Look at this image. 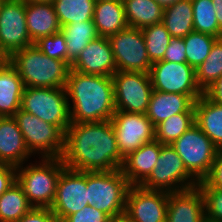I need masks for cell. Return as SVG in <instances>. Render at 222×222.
I'll return each instance as SVG.
<instances>
[{
    "label": "cell",
    "mask_w": 222,
    "mask_h": 222,
    "mask_svg": "<svg viewBox=\"0 0 222 222\" xmlns=\"http://www.w3.org/2000/svg\"><path fill=\"white\" fill-rule=\"evenodd\" d=\"M129 27L142 29L161 23L164 8L155 0H122Z\"/></svg>",
    "instance_id": "cell-26"
},
{
    "label": "cell",
    "mask_w": 222,
    "mask_h": 222,
    "mask_svg": "<svg viewBox=\"0 0 222 222\" xmlns=\"http://www.w3.org/2000/svg\"><path fill=\"white\" fill-rule=\"evenodd\" d=\"M168 193L131 186L124 216L131 222H166Z\"/></svg>",
    "instance_id": "cell-16"
},
{
    "label": "cell",
    "mask_w": 222,
    "mask_h": 222,
    "mask_svg": "<svg viewBox=\"0 0 222 222\" xmlns=\"http://www.w3.org/2000/svg\"><path fill=\"white\" fill-rule=\"evenodd\" d=\"M25 3H50L53 2V0H22Z\"/></svg>",
    "instance_id": "cell-46"
},
{
    "label": "cell",
    "mask_w": 222,
    "mask_h": 222,
    "mask_svg": "<svg viewBox=\"0 0 222 222\" xmlns=\"http://www.w3.org/2000/svg\"><path fill=\"white\" fill-rule=\"evenodd\" d=\"M21 110L57 126L64 134L71 124L65 88L25 87L21 100Z\"/></svg>",
    "instance_id": "cell-6"
},
{
    "label": "cell",
    "mask_w": 222,
    "mask_h": 222,
    "mask_svg": "<svg viewBox=\"0 0 222 222\" xmlns=\"http://www.w3.org/2000/svg\"><path fill=\"white\" fill-rule=\"evenodd\" d=\"M186 47L183 38L172 37L164 53L163 61L186 63Z\"/></svg>",
    "instance_id": "cell-40"
},
{
    "label": "cell",
    "mask_w": 222,
    "mask_h": 222,
    "mask_svg": "<svg viewBox=\"0 0 222 222\" xmlns=\"http://www.w3.org/2000/svg\"><path fill=\"white\" fill-rule=\"evenodd\" d=\"M205 202V217L222 222V188L200 187Z\"/></svg>",
    "instance_id": "cell-37"
},
{
    "label": "cell",
    "mask_w": 222,
    "mask_h": 222,
    "mask_svg": "<svg viewBox=\"0 0 222 222\" xmlns=\"http://www.w3.org/2000/svg\"><path fill=\"white\" fill-rule=\"evenodd\" d=\"M112 219L94 206L86 205L78 212L69 215L63 222H111Z\"/></svg>",
    "instance_id": "cell-38"
},
{
    "label": "cell",
    "mask_w": 222,
    "mask_h": 222,
    "mask_svg": "<svg viewBox=\"0 0 222 222\" xmlns=\"http://www.w3.org/2000/svg\"><path fill=\"white\" fill-rule=\"evenodd\" d=\"M38 159V162L36 160L16 167V181L33 207L50 208L55 199L58 179L66 167L61 157Z\"/></svg>",
    "instance_id": "cell-4"
},
{
    "label": "cell",
    "mask_w": 222,
    "mask_h": 222,
    "mask_svg": "<svg viewBox=\"0 0 222 222\" xmlns=\"http://www.w3.org/2000/svg\"><path fill=\"white\" fill-rule=\"evenodd\" d=\"M67 45V64L78 58L86 46L98 37L94 21L74 22L61 27Z\"/></svg>",
    "instance_id": "cell-28"
},
{
    "label": "cell",
    "mask_w": 222,
    "mask_h": 222,
    "mask_svg": "<svg viewBox=\"0 0 222 222\" xmlns=\"http://www.w3.org/2000/svg\"><path fill=\"white\" fill-rule=\"evenodd\" d=\"M110 121L123 159L155 139V126L146 114L116 111Z\"/></svg>",
    "instance_id": "cell-13"
},
{
    "label": "cell",
    "mask_w": 222,
    "mask_h": 222,
    "mask_svg": "<svg viewBox=\"0 0 222 222\" xmlns=\"http://www.w3.org/2000/svg\"><path fill=\"white\" fill-rule=\"evenodd\" d=\"M111 77L116 111L146 114L153 91L150 74L117 71Z\"/></svg>",
    "instance_id": "cell-10"
},
{
    "label": "cell",
    "mask_w": 222,
    "mask_h": 222,
    "mask_svg": "<svg viewBox=\"0 0 222 222\" xmlns=\"http://www.w3.org/2000/svg\"><path fill=\"white\" fill-rule=\"evenodd\" d=\"M195 124L217 147H222V105L210 100L204 93L195 101Z\"/></svg>",
    "instance_id": "cell-25"
},
{
    "label": "cell",
    "mask_w": 222,
    "mask_h": 222,
    "mask_svg": "<svg viewBox=\"0 0 222 222\" xmlns=\"http://www.w3.org/2000/svg\"><path fill=\"white\" fill-rule=\"evenodd\" d=\"M194 124L195 113L172 115L155 127V139L163 145L172 144Z\"/></svg>",
    "instance_id": "cell-31"
},
{
    "label": "cell",
    "mask_w": 222,
    "mask_h": 222,
    "mask_svg": "<svg viewBox=\"0 0 222 222\" xmlns=\"http://www.w3.org/2000/svg\"><path fill=\"white\" fill-rule=\"evenodd\" d=\"M201 222H218V221H214L205 217Z\"/></svg>",
    "instance_id": "cell-49"
},
{
    "label": "cell",
    "mask_w": 222,
    "mask_h": 222,
    "mask_svg": "<svg viewBox=\"0 0 222 222\" xmlns=\"http://www.w3.org/2000/svg\"><path fill=\"white\" fill-rule=\"evenodd\" d=\"M193 7L191 0H179L164 8L162 23L171 37L184 38L193 29Z\"/></svg>",
    "instance_id": "cell-27"
},
{
    "label": "cell",
    "mask_w": 222,
    "mask_h": 222,
    "mask_svg": "<svg viewBox=\"0 0 222 222\" xmlns=\"http://www.w3.org/2000/svg\"><path fill=\"white\" fill-rule=\"evenodd\" d=\"M25 87L65 88L70 66L45 55L34 44L13 52L8 58Z\"/></svg>",
    "instance_id": "cell-3"
},
{
    "label": "cell",
    "mask_w": 222,
    "mask_h": 222,
    "mask_svg": "<svg viewBox=\"0 0 222 222\" xmlns=\"http://www.w3.org/2000/svg\"><path fill=\"white\" fill-rule=\"evenodd\" d=\"M24 89L23 80L9 60L0 62V117L15 116L21 109Z\"/></svg>",
    "instance_id": "cell-22"
},
{
    "label": "cell",
    "mask_w": 222,
    "mask_h": 222,
    "mask_svg": "<svg viewBox=\"0 0 222 222\" xmlns=\"http://www.w3.org/2000/svg\"><path fill=\"white\" fill-rule=\"evenodd\" d=\"M193 7V29L196 32L213 35L222 38V30L219 28L216 11L212 0H191Z\"/></svg>",
    "instance_id": "cell-34"
},
{
    "label": "cell",
    "mask_w": 222,
    "mask_h": 222,
    "mask_svg": "<svg viewBox=\"0 0 222 222\" xmlns=\"http://www.w3.org/2000/svg\"><path fill=\"white\" fill-rule=\"evenodd\" d=\"M204 94L213 102L222 105V76L207 88Z\"/></svg>",
    "instance_id": "cell-43"
},
{
    "label": "cell",
    "mask_w": 222,
    "mask_h": 222,
    "mask_svg": "<svg viewBox=\"0 0 222 222\" xmlns=\"http://www.w3.org/2000/svg\"><path fill=\"white\" fill-rule=\"evenodd\" d=\"M61 159L66 168L85 172L114 171L124 162L110 120L71 123Z\"/></svg>",
    "instance_id": "cell-1"
},
{
    "label": "cell",
    "mask_w": 222,
    "mask_h": 222,
    "mask_svg": "<svg viewBox=\"0 0 222 222\" xmlns=\"http://www.w3.org/2000/svg\"><path fill=\"white\" fill-rule=\"evenodd\" d=\"M161 148L162 144L154 139L124 158L121 171L131 186H140L149 177Z\"/></svg>",
    "instance_id": "cell-21"
},
{
    "label": "cell",
    "mask_w": 222,
    "mask_h": 222,
    "mask_svg": "<svg viewBox=\"0 0 222 222\" xmlns=\"http://www.w3.org/2000/svg\"><path fill=\"white\" fill-rule=\"evenodd\" d=\"M198 186L222 188V147L217 148L211 171L203 181L199 182Z\"/></svg>",
    "instance_id": "cell-39"
},
{
    "label": "cell",
    "mask_w": 222,
    "mask_h": 222,
    "mask_svg": "<svg viewBox=\"0 0 222 222\" xmlns=\"http://www.w3.org/2000/svg\"><path fill=\"white\" fill-rule=\"evenodd\" d=\"M17 222H60L50 208L33 207Z\"/></svg>",
    "instance_id": "cell-41"
},
{
    "label": "cell",
    "mask_w": 222,
    "mask_h": 222,
    "mask_svg": "<svg viewBox=\"0 0 222 222\" xmlns=\"http://www.w3.org/2000/svg\"><path fill=\"white\" fill-rule=\"evenodd\" d=\"M111 222H131V221H129L125 216H122V217L113 219Z\"/></svg>",
    "instance_id": "cell-47"
},
{
    "label": "cell",
    "mask_w": 222,
    "mask_h": 222,
    "mask_svg": "<svg viewBox=\"0 0 222 222\" xmlns=\"http://www.w3.org/2000/svg\"><path fill=\"white\" fill-rule=\"evenodd\" d=\"M171 146L183 160L187 171L198 182L209 175L217 147L196 124L185 131Z\"/></svg>",
    "instance_id": "cell-9"
},
{
    "label": "cell",
    "mask_w": 222,
    "mask_h": 222,
    "mask_svg": "<svg viewBox=\"0 0 222 222\" xmlns=\"http://www.w3.org/2000/svg\"><path fill=\"white\" fill-rule=\"evenodd\" d=\"M87 172L65 168L58 179L50 210L60 222L88 205Z\"/></svg>",
    "instance_id": "cell-14"
},
{
    "label": "cell",
    "mask_w": 222,
    "mask_h": 222,
    "mask_svg": "<svg viewBox=\"0 0 222 222\" xmlns=\"http://www.w3.org/2000/svg\"><path fill=\"white\" fill-rule=\"evenodd\" d=\"M97 0H53L56 15L62 26L93 20Z\"/></svg>",
    "instance_id": "cell-30"
},
{
    "label": "cell",
    "mask_w": 222,
    "mask_h": 222,
    "mask_svg": "<svg viewBox=\"0 0 222 222\" xmlns=\"http://www.w3.org/2000/svg\"><path fill=\"white\" fill-rule=\"evenodd\" d=\"M26 20L27 31L33 44L42 37L61 31L53 2L26 3Z\"/></svg>",
    "instance_id": "cell-23"
},
{
    "label": "cell",
    "mask_w": 222,
    "mask_h": 222,
    "mask_svg": "<svg viewBox=\"0 0 222 222\" xmlns=\"http://www.w3.org/2000/svg\"><path fill=\"white\" fill-rule=\"evenodd\" d=\"M93 21L100 37L109 38L128 27L122 0H97Z\"/></svg>",
    "instance_id": "cell-24"
},
{
    "label": "cell",
    "mask_w": 222,
    "mask_h": 222,
    "mask_svg": "<svg viewBox=\"0 0 222 222\" xmlns=\"http://www.w3.org/2000/svg\"><path fill=\"white\" fill-rule=\"evenodd\" d=\"M141 30L151 63L161 61L172 38L165 25L161 22L144 27Z\"/></svg>",
    "instance_id": "cell-35"
},
{
    "label": "cell",
    "mask_w": 222,
    "mask_h": 222,
    "mask_svg": "<svg viewBox=\"0 0 222 222\" xmlns=\"http://www.w3.org/2000/svg\"><path fill=\"white\" fill-rule=\"evenodd\" d=\"M196 82L204 92L222 76V38H218L205 61L195 70Z\"/></svg>",
    "instance_id": "cell-32"
},
{
    "label": "cell",
    "mask_w": 222,
    "mask_h": 222,
    "mask_svg": "<svg viewBox=\"0 0 222 222\" xmlns=\"http://www.w3.org/2000/svg\"><path fill=\"white\" fill-rule=\"evenodd\" d=\"M219 28L222 30V0H212Z\"/></svg>",
    "instance_id": "cell-44"
},
{
    "label": "cell",
    "mask_w": 222,
    "mask_h": 222,
    "mask_svg": "<svg viewBox=\"0 0 222 222\" xmlns=\"http://www.w3.org/2000/svg\"><path fill=\"white\" fill-rule=\"evenodd\" d=\"M160 6H162L163 8L167 7V6H171L174 3H176L179 0H155Z\"/></svg>",
    "instance_id": "cell-45"
},
{
    "label": "cell",
    "mask_w": 222,
    "mask_h": 222,
    "mask_svg": "<svg viewBox=\"0 0 222 222\" xmlns=\"http://www.w3.org/2000/svg\"><path fill=\"white\" fill-rule=\"evenodd\" d=\"M26 21L24 1L3 0L0 3V51L7 58L15 51L33 45Z\"/></svg>",
    "instance_id": "cell-12"
},
{
    "label": "cell",
    "mask_w": 222,
    "mask_h": 222,
    "mask_svg": "<svg viewBox=\"0 0 222 222\" xmlns=\"http://www.w3.org/2000/svg\"><path fill=\"white\" fill-rule=\"evenodd\" d=\"M32 156L17 120L14 117H0V164L19 167L31 160Z\"/></svg>",
    "instance_id": "cell-19"
},
{
    "label": "cell",
    "mask_w": 222,
    "mask_h": 222,
    "mask_svg": "<svg viewBox=\"0 0 222 222\" xmlns=\"http://www.w3.org/2000/svg\"><path fill=\"white\" fill-rule=\"evenodd\" d=\"M117 71L150 73L148 57L141 29L126 27L109 38Z\"/></svg>",
    "instance_id": "cell-11"
},
{
    "label": "cell",
    "mask_w": 222,
    "mask_h": 222,
    "mask_svg": "<svg viewBox=\"0 0 222 222\" xmlns=\"http://www.w3.org/2000/svg\"><path fill=\"white\" fill-rule=\"evenodd\" d=\"M17 120L29 152L39 158H59L63 154L65 134L55 125L47 123L29 112L19 109Z\"/></svg>",
    "instance_id": "cell-7"
},
{
    "label": "cell",
    "mask_w": 222,
    "mask_h": 222,
    "mask_svg": "<svg viewBox=\"0 0 222 222\" xmlns=\"http://www.w3.org/2000/svg\"><path fill=\"white\" fill-rule=\"evenodd\" d=\"M32 208L22 187L15 181L0 196V222H17Z\"/></svg>",
    "instance_id": "cell-29"
},
{
    "label": "cell",
    "mask_w": 222,
    "mask_h": 222,
    "mask_svg": "<svg viewBox=\"0 0 222 222\" xmlns=\"http://www.w3.org/2000/svg\"><path fill=\"white\" fill-rule=\"evenodd\" d=\"M16 181V167L0 164V196Z\"/></svg>",
    "instance_id": "cell-42"
},
{
    "label": "cell",
    "mask_w": 222,
    "mask_h": 222,
    "mask_svg": "<svg viewBox=\"0 0 222 222\" xmlns=\"http://www.w3.org/2000/svg\"><path fill=\"white\" fill-rule=\"evenodd\" d=\"M88 205L106 213L112 220L124 216L131 187L121 169L87 172Z\"/></svg>",
    "instance_id": "cell-5"
},
{
    "label": "cell",
    "mask_w": 222,
    "mask_h": 222,
    "mask_svg": "<svg viewBox=\"0 0 222 222\" xmlns=\"http://www.w3.org/2000/svg\"><path fill=\"white\" fill-rule=\"evenodd\" d=\"M7 60V57L0 51V62Z\"/></svg>",
    "instance_id": "cell-48"
},
{
    "label": "cell",
    "mask_w": 222,
    "mask_h": 222,
    "mask_svg": "<svg viewBox=\"0 0 222 222\" xmlns=\"http://www.w3.org/2000/svg\"><path fill=\"white\" fill-rule=\"evenodd\" d=\"M198 184L171 144H162L155 167L140 186L148 190L172 193L194 188Z\"/></svg>",
    "instance_id": "cell-8"
},
{
    "label": "cell",
    "mask_w": 222,
    "mask_h": 222,
    "mask_svg": "<svg viewBox=\"0 0 222 222\" xmlns=\"http://www.w3.org/2000/svg\"><path fill=\"white\" fill-rule=\"evenodd\" d=\"M150 78L153 90L186 95H202L196 82V71L187 63L158 61L152 64Z\"/></svg>",
    "instance_id": "cell-15"
},
{
    "label": "cell",
    "mask_w": 222,
    "mask_h": 222,
    "mask_svg": "<svg viewBox=\"0 0 222 222\" xmlns=\"http://www.w3.org/2000/svg\"><path fill=\"white\" fill-rule=\"evenodd\" d=\"M205 218V202L199 186L168 193L166 222H201Z\"/></svg>",
    "instance_id": "cell-18"
},
{
    "label": "cell",
    "mask_w": 222,
    "mask_h": 222,
    "mask_svg": "<svg viewBox=\"0 0 222 222\" xmlns=\"http://www.w3.org/2000/svg\"><path fill=\"white\" fill-rule=\"evenodd\" d=\"M200 96L201 95L166 93L153 90L146 115L156 127L172 115L195 113V101Z\"/></svg>",
    "instance_id": "cell-20"
},
{
    "label": "cell",
    "mask_w": 222,
    "mask_h": 222,
    "mask_svg": "<svg viewBox=\"0 0 222 222\" xmlns=\"http://www.w3.org/2000/svg\"><path fill=\"white\" fill-rule=\"evenodd\" d=\"M65 89L71 123L107 121L116 112L112 77L70 69Z\"/></svg>",
    "instance_id": "cell-2"
},
{
    "label": "cell",
    "mask_w": 222,
    "mask_h": 222,
    "mask_svg": "<svg viewBox=\"0 0 222 222\" xmlns=\"http://www.w3.org/2000/svg\"><path fill=\"white\" fill-rule=\"evenodd\" d=\"M217 39L210 34L190 32L183 38L186 47V63L196 70L208 57Z\"/></svg>",
    "instance_id": "cell-33"
},
{
    "label": "cell",
    "mask_w": 222,
    "mask_h": 222,
    "mask_svg": "<svg viewBox=\"0 0 222 222\" xmlns=\"http://www.w3.org/2000/svg\"><path fill=\"white\" fill-rule=\"evenodd\" d=\"M70 69L90 75L109 76L117 72L110 41L98 36L71 64Z\"/></svg>",
    "instance_id": "cell-17"
},
{
    "label": "cell",
    "mask_w": 222,
    "mask_h": 222,
    "mask_svg": "<svg viewBox=\"0 0 222 222\" xmlns=\"http://www.w3.org/2000/svg\"><path fill=\"white\" fill-rule=\"evenodd\" d=\"M34 45L48 57L67 63L66 39L61 31L51 36L40 38Z\"/></svg>",
    "instance_id": "cell-36"
}]
</instances>
